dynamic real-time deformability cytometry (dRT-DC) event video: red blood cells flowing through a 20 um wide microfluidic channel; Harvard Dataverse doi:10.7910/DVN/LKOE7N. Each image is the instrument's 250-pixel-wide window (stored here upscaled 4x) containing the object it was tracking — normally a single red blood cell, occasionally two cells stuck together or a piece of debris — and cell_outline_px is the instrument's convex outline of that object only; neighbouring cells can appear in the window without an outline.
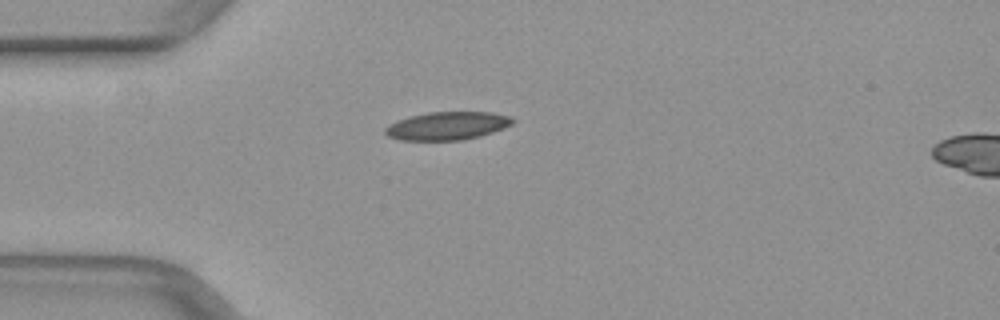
{"species": "common noctule bat (a hibernating species)", "species_latin": "Nyctalus noctula", "temperature_condition": "warm", "stored_images_in_passage": 4, "camera_frame_rate_fps": 3000, "um_per_image_px": 0.085, "animal": {"sex": "female", "body_mass_g": 29.2, "forearm_length_mm": 56.3}, "frame": {"image": 1, "passage_image": 1, "time_ms": 0.0, "image_size_px": [1000, 320], "cell_outline_px": [[516, 120], [512, 124], [504, 128], [480, 136], [464, 140], [400, 140], [388, 136], [384, 132], [384, 128], [388, 124], [396, 120], [428, 112], [492, 112], [512, 116]], "centroid_in_image_um": [38.03, 10.69], "position_along_channel_um": 47.0, "area_um2": 21.04}}